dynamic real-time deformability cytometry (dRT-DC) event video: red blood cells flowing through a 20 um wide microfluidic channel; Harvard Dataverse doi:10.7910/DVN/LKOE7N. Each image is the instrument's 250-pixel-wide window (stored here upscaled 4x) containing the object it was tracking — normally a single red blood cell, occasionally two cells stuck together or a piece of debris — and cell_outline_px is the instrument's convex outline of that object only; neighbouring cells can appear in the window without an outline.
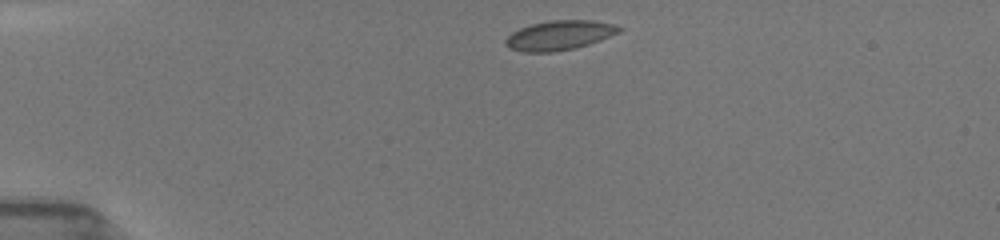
{"species": "common noctule bat (a hibernating species)", "species_latin": "Nyctalus noctula", "temperature_condition": "room temperature", "stored_images_in_passage": 9, "camera_frame_rate_fps": 3000, "um_per_image_px": 0.085, "animal": {"sex": "female", "body_mass_g": 19.5, "forearm_length_mm": 54.1}, "frame": {"image": 1, "passage_image": 1, "time_ms": 0.0, "image_size_px": [1000, 240], "cell_outline_px": [[624, 28], [620, 32], [600, 40], [576, 48], [552, 52], [524, 52], [508, 48], [504, 44], [504, 40], [512, 32], [520, 28], [532, 24], [548, 20], [592, 20], [616, 24]], "centroid_in_image_um": [47.55, 3.0], "position_along_channel_um": 37.4, "area_um2": 19.71}}